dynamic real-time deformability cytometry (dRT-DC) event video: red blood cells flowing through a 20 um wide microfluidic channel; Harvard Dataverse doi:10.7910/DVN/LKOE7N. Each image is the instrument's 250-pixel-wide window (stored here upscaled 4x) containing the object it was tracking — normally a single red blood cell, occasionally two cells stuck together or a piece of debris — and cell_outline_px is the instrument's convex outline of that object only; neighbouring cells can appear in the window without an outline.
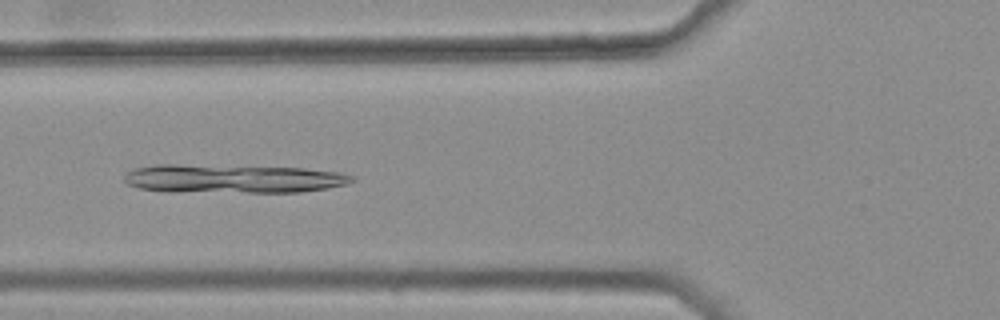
{"species": "common noctule bat (a hibernating species)", "species_latin": "Nyctalus noctula", "temperature_condition": "warm", "stored_images_in_passage": 44, "camera_frame_rate_fps": 3000, "um_per_image_px": 0.085, "animal": {"sex": "female", "body_mass_g": 25.1}, "frame": {"image": 1, "passage_image": 19, "time_ms": 6.0, "image_size_px": [1000, 320], "cell_outline_px": [[356, 180], [348, 184], [328, 188], [300, 192], [168, 192], [140, 188], [128, 184], [124, 180], [124, 176], [128, 172], [136, 168], [156, 164], [176, 164], [304, 168], [340, 172], [352, 176]], "centroid_in_image_um": [19.81, 15.19], "position_along_channel_um": 106.0, "area_um2": 38.26}}
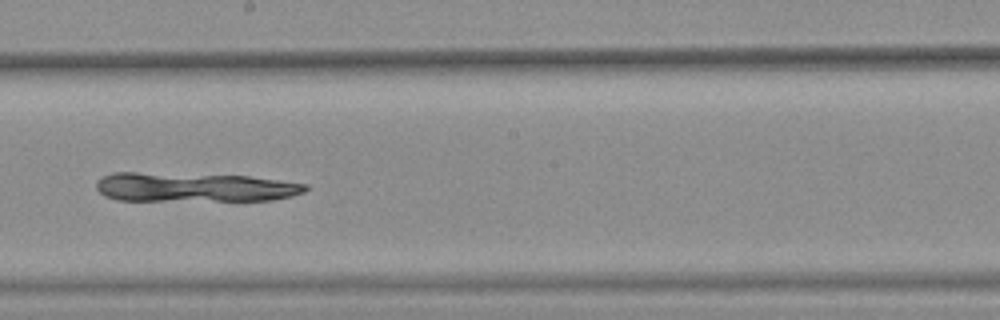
{"frame": {"image": 2, "passage_image": 29, "time_ms": 9.333, "image_size_px": [1000, 320], "cell_outline_px": [[308, 188], [304, 192], [292, 196], [272, 200], [116, 200], [104, 196], [96, 188], [96, 180], [100, 176], [112, 172], [136, 172], [248, 176], [280, 180], [308, 184]], "centroid_in_image_um": [16.47, 15.9], "position_along_channel_um": 231.7, "area_um2": 35.78}}
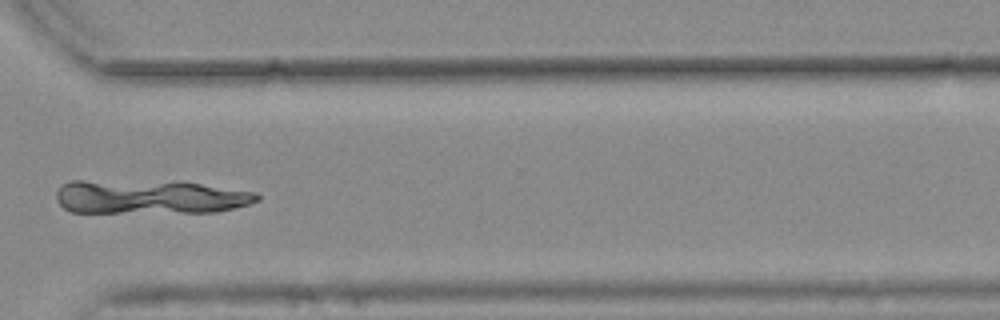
{"frame": {"image": 3, "passage_image": 39, "time_ms": 12.667, "image_size_px": [1000, 320], "cell_outline_px": [[260, 200], [248, 204], [216, 212], [72, 212], [64, 208], [56, 200], [56, 192], [64, 184], [72, 180], [180, 180], [256, 192], [260, 196]], "centroid_in_image_um": [12.75, 16.7], "position_along_channel_um": 357.9, "area_um2": 40.52}}